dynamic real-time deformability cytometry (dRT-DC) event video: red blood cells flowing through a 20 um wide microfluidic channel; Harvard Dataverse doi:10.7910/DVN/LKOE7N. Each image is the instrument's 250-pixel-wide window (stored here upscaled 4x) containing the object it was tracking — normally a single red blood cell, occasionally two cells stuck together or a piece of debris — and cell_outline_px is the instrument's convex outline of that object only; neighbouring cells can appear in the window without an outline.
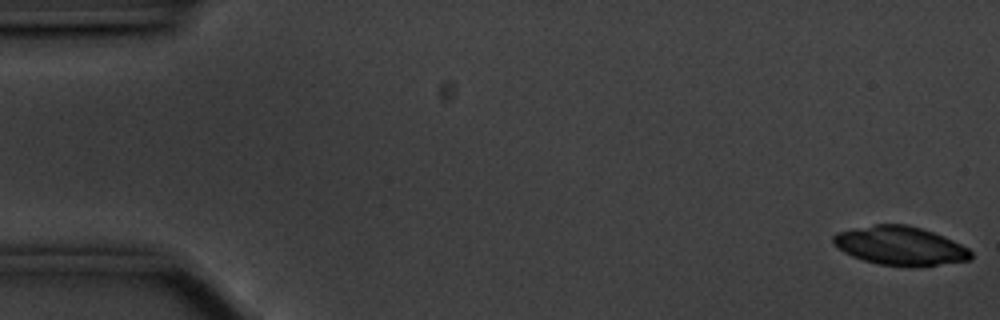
{"species": "common noctule bat (a hibernating species)", "species_latin": "Nyctalus noctula", "temperature_condition": "cold", "stored_images_in_passage": 56, "camera_frame_rate_fps": 3000, "um_per_image_px": 0.085, "animal": {"sex": "male", "body_mass_g": 20.1, "forearm_length_mm": 53.5}, "frame": {"image": 1, "passage_image": 1, "time_ms": 0.0, "image_size_px": [1000, 320], "cell_outline_px": [[972, 260], [936, 264], [880, 264], [864, 260], [852, 256], [844, 252], [832, 240], [832, 236], [836, 232], [876, 224], [904, 224], [920, 228], [944, 236], [968, 248], [972, 252]], "centroid_in_image_um": [76.51, 20.86], "position_along_channel_um": 8.5, "area_um2": 30.11}}